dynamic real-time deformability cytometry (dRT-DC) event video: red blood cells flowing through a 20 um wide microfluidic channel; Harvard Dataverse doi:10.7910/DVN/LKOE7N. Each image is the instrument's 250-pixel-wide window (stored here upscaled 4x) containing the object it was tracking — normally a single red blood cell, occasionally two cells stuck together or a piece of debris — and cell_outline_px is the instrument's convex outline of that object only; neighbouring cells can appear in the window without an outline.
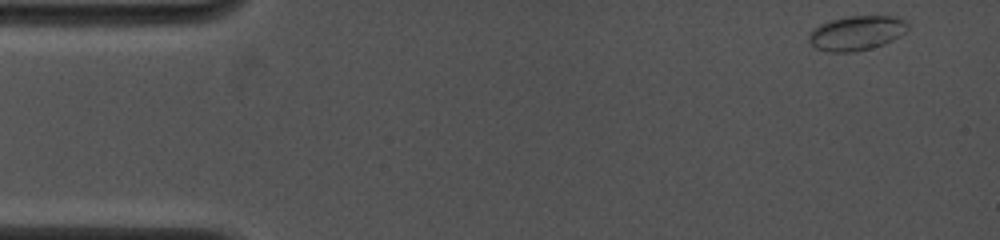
{"species": "common noctule bat (a hibernating species)", "species_latin": "Nyctalus noctula", "temperature_condition": "cold", "stored_images_in_passage": 11, "camera_frame_rate_fps": 4000, "um_per_image_px": 0.085, "animal": {"sex": "female", "body_mass_g": 19.0, "forearm_length_mm": 53.3}, "frame": {"image": 1, "passage_image": 1, "time_ms": 0.0, "image_size_px": [1000, 240], "cell_outline_px": [[908, 28], [900, 36], [884, 44], [852, 52], [828, 52], [816, 48], [808, 40], [808, 32], [812, 28], [820, 24], [832, 20], [848, 16], [892, 16], [904, 20], [908, 24]], "centroid_in_image_um": [72.77, 2.8], "position_along_channel_um": 12.2, "area_um2": 19.83}}
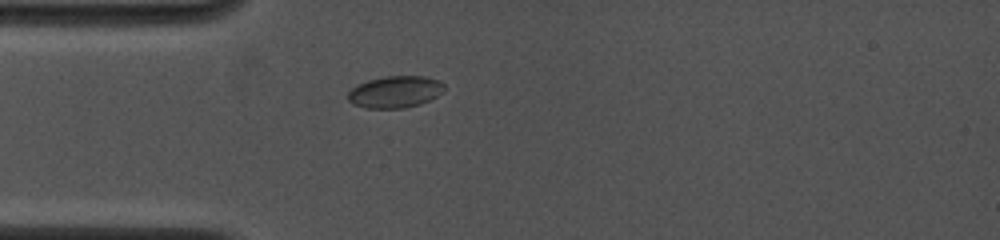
{"frame": {"image": 2, "passage_image": 7, "time_ms": 3.5, "image_size_px": [1000, 240], "cell_outline_px": [[444, 92], [420, 104], [404, 108], [368, 108], [352, 104], [348, 100], [348, 92], [352, 88], [368, 80], [384, 76], [424, 76], [440, 80], [444, 84]], "centroid_in_image_um": [33.6, 7.8], "position_along_channel_um": 51.4, "area_um2": 17.86}}
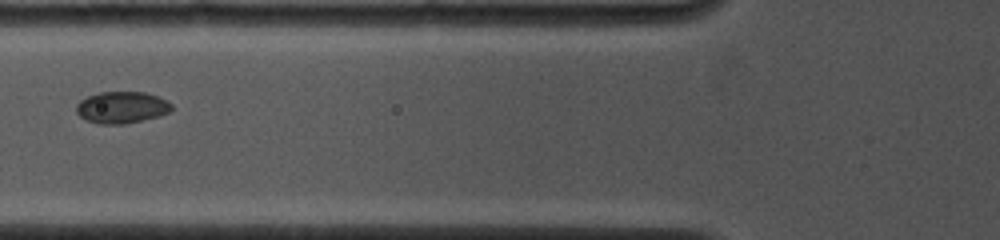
{"frame": {"image": 3, "passage_image": 10, "time_ms": 5.25, "image_size_px": [1000, 240], "cell_outline_px": [[172, 108], [168, 112], [160, 116], [124, 124], [100, 124], [88, 120], [80, 116], [76, 112], [76, 104], [80, 100], [88, 96], [100, 92], [144, 92], [156, 96], [172, 104]], "centroid_in_image_um": [10.32, 9.13], "position_along_channel_um": 115.5, "area_um2": 17.46}}